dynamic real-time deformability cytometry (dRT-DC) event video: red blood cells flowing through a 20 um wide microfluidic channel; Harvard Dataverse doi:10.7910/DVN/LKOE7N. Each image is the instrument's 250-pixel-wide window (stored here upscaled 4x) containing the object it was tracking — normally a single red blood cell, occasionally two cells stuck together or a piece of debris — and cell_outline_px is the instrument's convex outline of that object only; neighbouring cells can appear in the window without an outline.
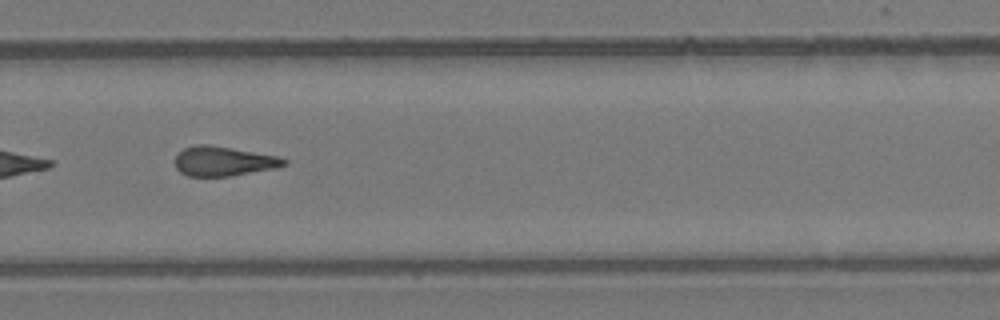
{"species": "common noctule bat (a hibernating species)", "species_latin": "Nyctalus noctula", "temperature_condition": "room temperature", "stored_images_in_passage": 9, "camera_frame_rate_fps": 3000, "um_per_image_px": 0.085, "animal": {"sex": "female", "body_mass_g": 24.6, "forearm_length_mm": 56.2}, "frame": {"image": 1, "passage_image": 9, "time_ms": 2.667, "image_size_px": [1000, 320], "cell_outline_px": [[288, 164], [276, 168], [232, 176], [188, 176], [180, 172], [176, 168], [176, 156], [184, 148], [196, 144], [208, 144], [280, 156], [288, 160]], "centroid_in_image_um": [19.04, 13.7], "position_along_channel_um": 310.8, "area_um2": 18.9}}